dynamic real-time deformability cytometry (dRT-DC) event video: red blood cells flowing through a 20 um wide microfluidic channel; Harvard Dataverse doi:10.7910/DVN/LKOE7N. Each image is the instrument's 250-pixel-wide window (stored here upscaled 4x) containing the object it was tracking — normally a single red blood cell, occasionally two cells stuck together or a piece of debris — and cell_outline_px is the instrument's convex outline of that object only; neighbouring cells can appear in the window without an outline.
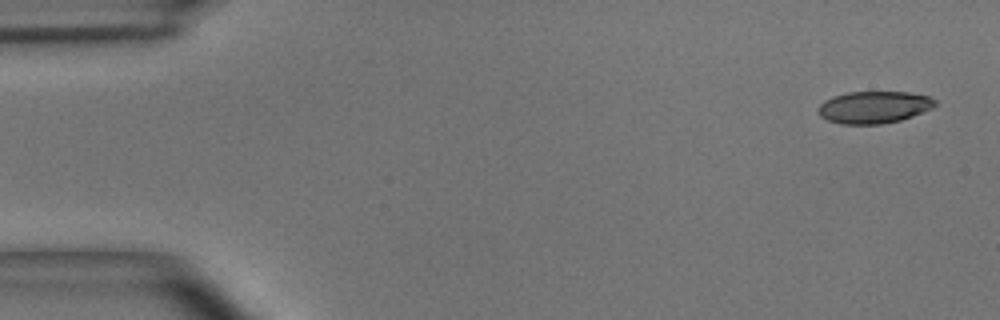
{"species": "common noctule bat (a hibernating species)", "species_latin": "Nyctalus noctula", "temperature_condition": "room temperature", "stored_images_in_passage": 49, "camera_frame_rate_fps": 3000, "um_per_image_px": 0.085, "animal": {"sex": "male", "body_mass_g": 15.6}, "frame": {"image": 1, "passage_image": 1, "time_ms": 0.0, "image_size_px": [1000, 320], "cell_outline_px": [[936, 104], [932, 108], [912, 116], [900, 120], [880, 124], [840, 124], [828, 120], [820, 116], [816, 112], [816, 108], [824, 100], [832, 96], [848, 92], [908, 92], [928, 96], [936, 100]], "centroid_in_image_um": [74.24, 9.11], "position_along_channel_um": 10.8, "area_um2": 21.96}}
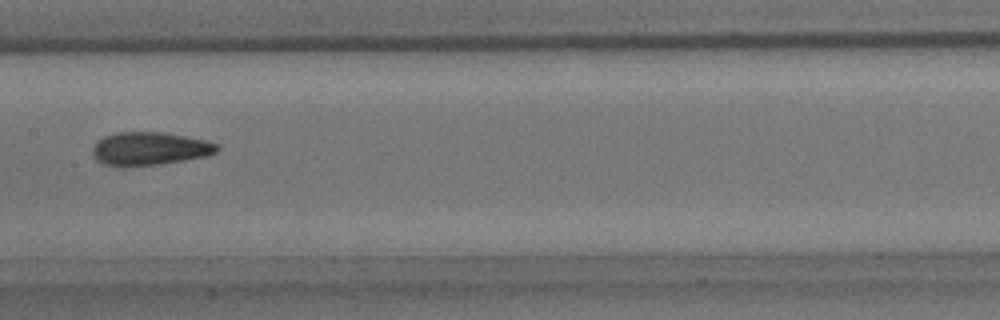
{"frame": {"image": 2, "passage_image": 24, "time_ms": 7.667, "image_size_px": [1000, 320], "cell_outline_px": [[220, 148], [216, 152], [208, 156], [184, 160], [156, 164], [104, 164], [96, 160], [92, 156], [92, 148], [104, 136], [112, 132], [160, 132], [208, 140], [216, 144]], "centroid_in_image_um": [12.75, 12.6], "position_along_channel_um": 194.7, "area_um2": 23.52}}
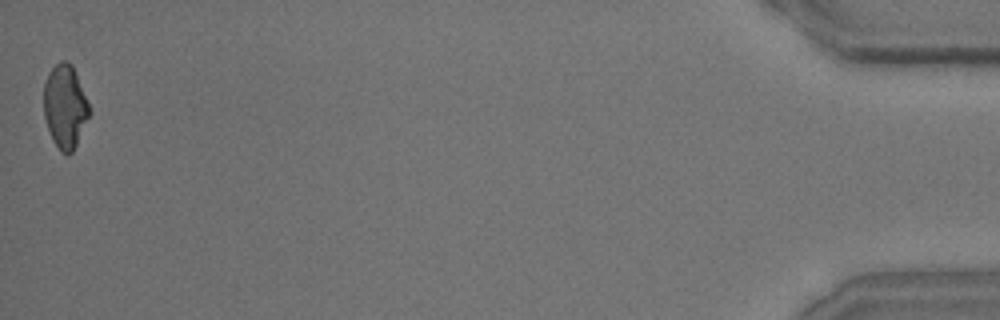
{"frame": {"image": 3, "passage_image": 49, "time_ms": 16.0, "image_size_px": [1000, 320], "cell_outline_px": [[92, 112], [72, 152], [68, 156], [60, 152], [52, 140], [44, 116], [44, 84], [48, 72], [60, 60], [64, 60], [72, 64]], "centroid_in_image_um": [5.53, 9.07], "position_along_channel_um": 429.7, "area_um2": 22.25}, "authors_computed_cell_mechanics": {"area_um2": 23.3512, "velocity_mm_per_s": 3.9354, "shape_relaxation_time_tau1_ms": 5.5169, "shape_relaxation_time_tau2_ms": 2.1212, "deformation_change_tau1": 0.1693, "deformation_change_tau2": 0.0938}}